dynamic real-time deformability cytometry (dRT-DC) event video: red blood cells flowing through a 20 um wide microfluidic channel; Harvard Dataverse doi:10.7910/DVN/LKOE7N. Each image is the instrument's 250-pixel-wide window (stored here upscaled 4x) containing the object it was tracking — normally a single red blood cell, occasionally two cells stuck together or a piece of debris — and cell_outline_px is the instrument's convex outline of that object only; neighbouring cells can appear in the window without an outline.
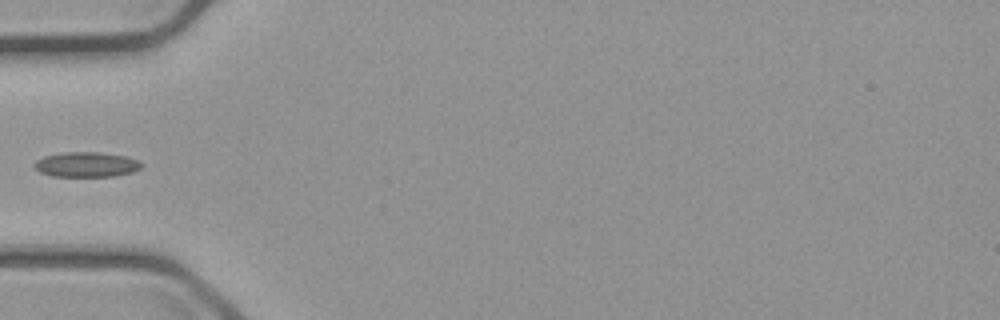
{"species": "common noctule bat (a hibernating species)", "species_latin": "Nyctalus noctula", "temperature_condition": "cold", "stored_images_in_passage": 6, "segment_of_instrument_passage": [2, 2], "camera_frame_rate_fps": 3000, "um_per_image_px": 0.085, "animal": {"sex": "male", "body_mass_g": 23.1, "forearm_length_mm": 52.7}, "frame": {"image": 1, "passage_image": 6, "time_ms": 5.667, "image_size_px": [1000, 320], "cell_outline_px": [[144, 164], [140, 168], [132, 172], [112, 176], [52, 176], [40, 172], [32, 164], [36, 160], [44, 156], [64, 152], [100, 152], [124, 156], [140, 160]], "centroid_in_image_um": [7.35, 13.98], "position_along_channel_um": 77.7, "area_um2": 15.61}}